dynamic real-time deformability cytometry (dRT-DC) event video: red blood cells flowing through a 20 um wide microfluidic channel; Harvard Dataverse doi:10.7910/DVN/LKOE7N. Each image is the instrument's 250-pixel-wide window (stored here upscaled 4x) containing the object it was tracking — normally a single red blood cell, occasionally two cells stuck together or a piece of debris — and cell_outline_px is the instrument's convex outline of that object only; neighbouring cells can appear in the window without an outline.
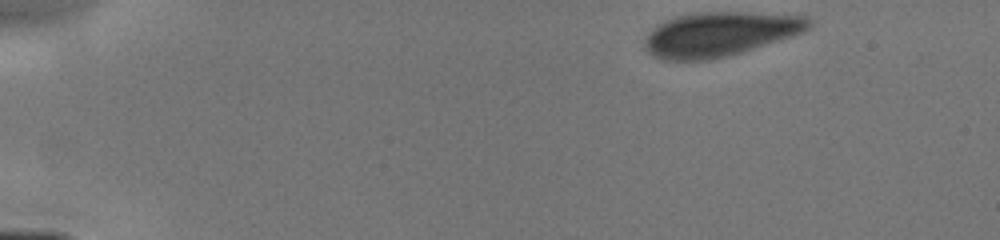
{"species": "human", "species_latin": "Homo sapiens", "temperature_condition": "cold", "stored_images_in_passage": 10, "camera_frame_rate_fps": 3000, "um_per_image_px": 0.085, "donor": {"sex": "male"}, "frame": {"image": 1, "passage_image": 1, "time_ms": 0.0, "image_size_px": [1000, 240], "cell_outline_px": [[812, 28], [804, 32], [728, 56], [708, 60], [664, 60], [652, 56], [648, 52], [644, 44], [644, 40], [648, 32], [656, 24], [664, 20], [676, 16], [696, 12], [748, 12], [808, 16], [812, 20]], "centroid_in_image_um": [61.17, 2.88], "position_along_channel_um": 23.8, "area_um2": 42.71}}
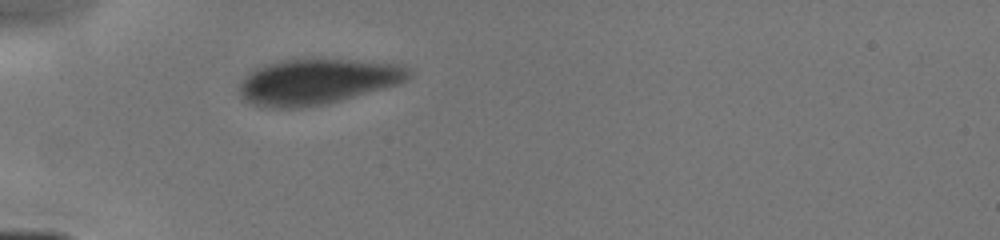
{"frame": {"image": 2, "passage_image": 6, "time_ms": 3.0, "image_size_px": [1000, 240], "cell_outline_px": [[412, 76], [408, 80], [384, 88], [340, 100], [324, 104], [300, 108], [272, 108], [252, 104], [244, 100], [240, 96], [240, 84], [244, 76], [252, 68], [276, 60], [312, 56], [316, 56], [404, 64], [412, 72]], "centroid_in_image_um": [26.95, 6.87], "position_along_channel_um": 58.0, "area_um2": 46.41}}
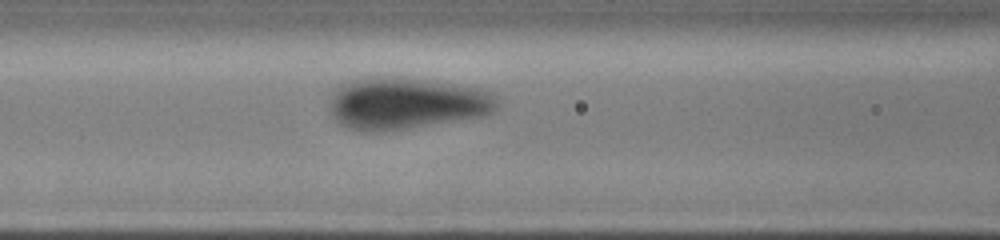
{"frame": {"image": 3, "passage_image": 10, "time_ms": 5.0, "image_size_px": [1000, 240], "cell_outline_px": [[496, 108], [492, 112], [484, 116], [404, 128], [368, 132], [348, 128], [340, 124], [332, 116], [328, 100], [332, 92], [340, 84], [352, 80], [368, 76], [404, 76], [480, 88], [492, 92], [496, 96]], "centroid_in_image_um": [34.47, 8.74], "position_along_channel_um": 132.1, "area_um2": 50.92}}